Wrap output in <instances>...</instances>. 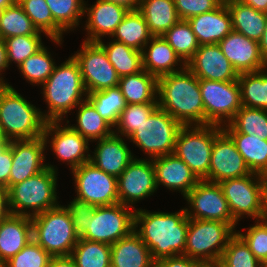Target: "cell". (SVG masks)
Returning <instances> with one entry per match:
<instances>
[{
  "mask_svg": "<svg viewBox=\"0 0 267 267\" xmlns=\"http://www.w3.org/2000/svg\"><path fill=\"white\" fill-rule=\"evenodd\" d=\"M188 224L185 208L174 213L135 209L134 232L147 245L154 261L184 255Z\"/></svg>",
  "mask_w": 267,
  "mask_h": 267,
  "instance_id": "cell-1",
  "label": "cell"
},
{
  "mask_svg": "<svg viewBox=\"0 0 267 267\" xmlns=\"http://www.w3.org/2000/svg\"><path fill=\"white\" fill-rule=\"evenodd\" d=\"M158 106L182 125H204L199 79L187 68L158 78Z\"/></svg>",
  "mask_w": 267,
  "mask_h": 267,
  "instance_id": "cell-2",
  "label": "cell"
},
{
  "mask_svg": "<svg viewBox=\"0 0 267 267\" xmlns=\"http://www.w3.org/2000/svg\"><path fill=\"white\" fill-rule=\"evenodd\" d=\"M41 93L48 105L47 112H41L46 121H66L65 114L87 99L80 68L73 56L55 65L53 73L42 84Z\"/></svg>",
  "mask_w": 267,
  "mask_h": 267,
  "instance_id": "cell-3",
  "label": "cell"
},
{
  "mask_svg": "<svg viewBox=\"0 0 267 267\" xmlns=\"http://www.w3.org/2000/svg\"><path fill=\"white\" fill-rule=\"evenodd\" d=\"M41 112L10 84L0 91V126L7 140L42 137L46 120Z\"/></svg>",
  "mask_w": 267,
  "mask_h": 267,
  "instance_id": "cell-4",
  "label": "cell"
},
{
  "mask_svg": "<svg viewBox=\"0 0 267 267\" xmlns=\"http://www.w3.org/2000/svg\"><path fill=\"white\" fill-rule=\"evenodd\" d=\"M58 170L47 168L8 189L9 209L13 215L33 217L58 205ZM28 210V211H27ZM32 213H31V212Z\"/></svg>",
  "mask_w": 267,
  "mask_h": 267,
  "instance_id": "cell-5",
  "label": "cell"
},
{
  "mask_svg": "<svg viewBox=\"0 0 267 267\" xmlns=\"http://www.w3.org/2000/svg\"><path fill=\"white\" fill-rule=\"evenodd\" d=\"M32 239L51 256H69L79 236L64 205H58L33 216Z\"/></svg>",
  "mask_w": 267,
  "mask_h": 267,
  "instance_id": "cell-6",
  "label": "cell"
},
{
  "mask_svg": "<svg viewBox=\"0 0 267 267\" xmlns=\"http://www.w3.org/2000/svg\"><path fill=\"white\" fill-rule=\"evenodd\" d=\"M235 233L229 223L189 218L184 256L200 262L220 261Z\"/></svg>",
  "mask_w": 267,
  "mask_h": 267,
  "instance_id": "cell-7",
  "label": "cell"
},
{
  "mask_svg": "<svg viewBox=\"0 0 267 267\" xmlns=\"http://www.w3.org/2000/svg\"><path fill=\"white\" fill-rule=\"evenodd\" d=\"M222 131V126L206 124L183 125L178 132L174 154L182 159L200 180L209 173L214 139Z\"/></svg>",
  "mask_w": 267,
  "mask_h": 267,
  "instance_id": "cell-8",
  "label": "cell"
},
{
  "mask_svg": "<svg viewBox=\"0 0 267 267\" xmlns=\"http://www.w3.org/2000/svg\"><path fill=\"white\" fill-rule=\"evenodd\" d=\"M182 126L158 106L128 139L144 154H148L149 159H154L174 153L176 138Z\"/></svg>",
  "mask_w": 267,
  "mask_h": 267,
  "instance_id": "cell-9",
  "label": "cell"
},
{
  "mask_svg": "<svg viewBox=\"0 0 267 267\" xmlns=\"http://www.w3.org/2000/svg\"><path fill=\"white\" fill-rule=\"evenodd\" d=\"M199 87L204 105V125L224 126L242 107L238 80H199Z\"/></svg>",
  "mask_w": 267,
  "mask_h": 267,
  "instance_id": "cell-10",
  "label": "cell"
},
{
  "mask_svg": "<svg viewBox=\"0 0 267 267\" xmlns=\"http://www.w3.org/2000/svg\"><path fill=\"white\" fill-rule=\"evenodd\" d=\"M134 209L122 203L95 207L88 229L80 238L110 245L116 243L134 231Z\"/></svg>",
  "mask_w": 267,
  "mask_h": 267,
  "instance_id": "cell-11",
  "label": "cell"
},
{
  "mask_svg": "<svg viewBox=\"0 0 267 267\" xmlns=\"http://www.w3.org/2000/svg\"><path fill=\"white\" fill-rule=\"evenodd\" d=\"M219 184L237 223L245 215L255 221L261 219L263 175L252 172L247 176L225 179Z\"/></svg>",
  "mask_w": 267,
  "mask_h": 267,
  "instance_id": "cell-12",
  "label": "cell"
},
{
  "mask_svg": "<svg viewBox=\"0 0 267 267\" xmlns=\"http://www.w3.org/2000/svg\"><path fill=\"white\" fill-rule=\"evenodd\" d=\"M71 171L77 192L74 198L94 207L119 203L116 177L98 169L91 162L84 163Z\"/></svg>",
  "mask_w": 267,
  "mask_h": 267,
  "instance_id": "cell-13",
  "label": "cell"
},
{
  "mask_svg": "<svg viewBox=\"0 0 267 267\" xmlns=\"http://www.w3.org/2000/svg\"><path fill=\"white\" fill-rule=\"evenodd\" d=\"M72 56L78 62L87 94L118 86L120 77L97 42L83 41Z\"/></svg>",
  "mask_w": 267,
  "mask_h": 267,
  "instance_id": "cell-14",
  "label": "cell"
},
{
  "mask_svg": "<svg viewBox=\"0 0 267 267\" xmlns=\"http://www.w3.org/2000/svg\"><path fill=\"white\" fill-rule=\"evenodd\" d=\"M184 199L189 204L185 207L188 218L225 222L236 228L238 223L231 215L219 183L200 180Z\"/></svg>",
  "mask_w": 267,
  "mask_h": 267,
  "instance_id": "cell-15",
  "label": "cell"
},
{
  "mask_svg": "<svg viewBox=\"0 0 267 267\" xmlns=\"http://www.w3.org/2000/svg\"><path fill=\"white\" fill-rule=\"evenodd\" d=\"M61 123L62 121H46L43 138L46 146L51 143L49 146L54 155L73 170L90 161L89 140L73 130L68 120L67 125L62 126Z\"/></svg>",
  "mask_w": 267,
  "mask_h": 267,
  "instance_id": "cell-16",
  "label": "cell"
},
{
  "mask_svg": "<svg viewBox=\"0 0 267 267\" xmlns=\"http://www.w3.org/2000/svg\"><path fill=\"white\" fill-rule=\"evenodd\" d=\"M117 185L119 203L132 208L135 203L153 195L158 188L152 159L135 157L117 178Z\"/></svg>",
  "mask_w": 267,
  "mask_h": 267,
  "instance_id": "cell-17",
  "label": "cell"
},
{
  "mask_svg": "<svg viewBox=\"0 0 267 267\" xmlns=\"http://www.w3.org/2000/svg\"><path fill=\"white\" fill-rule=\"evenodd\" d=\"M251 173L232 139L222 131L214 139L209 173L203 180L220 183L225 179L247 176Z\"/></svg>",
  "mask_w": 267,
  "mask_h": 267,
  "instance_id": "cell-18",
  "label": "cell"
},
{
  "mask_svg": "<svg viewBox=\"0 0 267 267\" xmlns=\"http://www.w3.org/2000/svg\"><path fill=\"white\" fill-rule=\"evenodd\" d=\"M12 148V167L9 177V188L47 168L44 163L46 144L43 136L31 140L10 141Z\"/></svg>",
  "mask_w": 267,
  "mask_h": 267,
  "instance_id": "cell-19",
  "label": "cell"
},
{
  "mask_svg": "<svg viewBox=\"0 0 267 267\" xmlns=\"http://www.w3.org/2000/svg\"><path fill=\"white\" fill-rule=\"evenodd\" d=\"M186 67L199 80L235 81L239 76L218 44L199 45Z\"/></svg>",
  "mask_w": 267,
  "mask_h": 267,
  "instance_id": "cell-20",
  "label": "cell"
},
{
  "mask_svg": "<svg viewBox=\"0 0 267 267\" xmlns=\"http://www.w3.org/2000/svg\"><path fill=\"white\" fill-rule=\"evenodd\" d=\"M223 54L238 74L257 72L267 68L258 41L232 30L219 43Z\"/></svg>",
  "mask_w": 267,
  "mask_h": 267,
  "instance_id": "cell-21",
  "label": "cell"
},
{
  "mask_svg": "<svg viewBox=\"0 0 267 267\" xmlns=\"http://www.w3.org/2000/svg\"><path fill=\"white\" fill-rule=\"evenodd\" d=\"M87 6L84 1V14L85 16L87 14L84 29L88 32L84 41L87 42H99L106 35L110 38L129 11L115 3L103 0H96L92 6Z\"/></svg>",
  "mask_w": 267,
  "mask_h": 267,
  "instance_id": "cell-22",
  "label": "cell"
},
{
  "mask_svg": "<svg viewBox=\"0 0 267 267\" xmlns=\"http://www.w3.org/2000/svg\"><path fill=\"white\" fill-rule=\"evenodd\" d=\"M157 188L163 185L185 197L200 181L189 166L174 153L152 159Z\"/></svg>",
  "mask_w": 267,
  "mask_h": 267,
  "instance_id": "cell-23",
  "label": "cell"
},
{
  "mask_svg": "<svg viewBox=\"0 0 267 267\" xmlns=\"http://www.w3.org/2000/svg\"><path fill=\"white\" fill-rule=\"evenodd\" d=\"M125 139L117 134H112L96 143L94 154L90 155V161L95 167L116 178L126 169L134 159L130 148L124 142Z\"/></svg>",
  "mask_w": 267,
  "mask_h": 267,
  "instance_id": "cell-24",
  "label": "cell"
},
{
  "mask_svg": "<svg viewBox=\"0 0 267 267\" xmlns=\"http://www.w3.org/2000/svg\"><path fill=\"white\" fill-rule=\"evenodd\" d=\"M142 60L143 69L157 79L181 71L186 67V64L163 36H153L149 40L143 48ZM176 66L178 67L176 68Z\"/></svg>",
  "mask_w": 267,
  "mask_h": 267,
  "instance_id": "cell-25",
  "label": "cell"
},
{
  "mask_svg": "<svg viewBox=\"0 0 267 267\" xmlns=\"http://www.w3.org/2000/svg\"><path fill=\"white\" fill-rule=\"evenodd\" d=\"M199 45L218 44L232 31L231 15L226 3L213 11L188 19Z\"/></svg>",
  "mask_w": 267,
  "mask_h": 267,
  "instance_id": "cell-26",
  "label": "cell"
},
{
  "mask_svg": "<svg viewBox=\"0 0 267 267\" xmlns=\"http://www.w3.org/2000/svg\"><path fill=\"white\" fill-rule=\"evenodd\" d=\"M31 239V217L10 214L0 221V259L6 263Z\"/></svg>",
  "mask_w": 267,
  "mask_h": 267,
  "instance_id": "cell-27",
  "label": "cell"
},
{
  "mask_svg": "<svg viewBox=\"0 0 267 267\" xmlns=\"http://www.w3.org/2000/svg\"><path fill=\"white\" fill-rule=\"evenodd\" d=\"M111 267H154L150 250L133 231L111 245Z\"/></svg>",
  "mask_w": 267,
  "mask_h": 267,
  "instance_id": "cell-28",
  "label": "cell"
},
{
  "mask_svg": "<svg viewBox=\"0 0 267 267\" xmlns=\"http://www.w3.org/2000/svg\"><path fill=\"white\" fill-rule=\"evenodd\" d=\"M226 5L231 15L232 30L259 41L265 30L267 13L238 0H231Z\"/></svg>",
  "mask_w": 267,
  "mask_h": 267,
  "instance_id": "cell-29",
  "label": "cell"
},
{
  "mask_svg": "<svg viewBox=\"0 0 267 267\" xmlns=\"http://www.w3.org/2000/svg\"><path fill=\"white\" fill-rule=\"evenodd\" d=\"M118 87L126 104L158 103V79L144 69L120 77Z\"/></svg>",
  "mask_w": 267,
  "mask_h": 267,
  "instance_id": "cell-30",
  "label": "cell"
},
{
  "mask_svg": "<svg viewBox=\"0 0 267 267\" xmlns=\"http://www.w3.org/2000/svg\"><path fill=\"white\" fill-rule=\"evenodd\" d=\"M138 10L153 36H162L180 20L174 0H141Z\"/></svg>",
  "mask_w": 267,
  "mask_h": 267,
  "instance_id": "cell-31",
  "label": "cell"
},
{
  "mask_svg": "<svg viewBox=\"0 0 267 267\" xmlns=\"http://www.w3.org/2000/svg\"><path fill=\"white\" fill-rule=\"evenodd\" d=\"M234 142L251 172L267 175V140L258 136L225 132Z\"/></svg>",
  "mask_w": 267,
  "mask_h": 267,
  "instance_id": "cell-32",
  "label": "cell"
},
{
  "mask_svg": "<svg viewBox=\"0 0 267 267\" xmlns=\"http://www.w3.org/2000/svg\"><path fill=\"white\" fill-rule=\"evenodd\" d=\"M152 37L146 20L137 9L128 11L111 38L142 52Z\"/></svg>",
  "mask_w": 267,
  "mask_h": 267,
  "instance_id": "cell-33",
  "label": "cell"
},
{
  "mask_svg": "<svg viewBox=\"0 0 267 267\" xmlns=\"http://www.w3.org/2000/svg\"><path fill=\"white\" fill-rule=\"evenodd\" d=\"M77 124L70 126L81 136L87 138L90 142L108 137L114 133V128L109 122L101 117L93 104L85 99L78 106Z\"/></svg>",
  "mask_w": 267,
  "mask_h": 267,
  "instance_id": "cell-34",
  "label": "cell"
},
{
  "mask_svg": "<svg viewBox=\"0 0 267 267\" xmlns=\"http://www.w3.org/2000/svg\"><path fill=\"white\" fill-rule=\"evenodd\" d=\"M97 43L105 50L108 60L119 77L136 74L143 70L141 51L112 39L107 44L102 40Z\"/></svg>",
  "mask_w": 267,
  "mask_h": 267,
  "instance_id": "cell-35",
  "label": "cell"
},
{
  "mask_svg": "<svg viewBox=\"0 0 267 267\" xmlns=\"http://www.w3.org/2000/svg\"><path fill=\"white\" fill-rule=\"evenodd\" d=\"M17 2L39 32L45 34L52 42L62 44L65 32L53 20L45 0H17Z\"/></svg>",
  "mask_w": 267,
  "mask_h": 267,
  "instance_id": "cell-36",
  "label": "cell"
},
{
  "mask_svg": "<svg viewBox=\"0 0 267 267\" xmlns=\"http://www.w3.org/2000/svg\"><path fill=\"white\" fill-rule=\"evenodd\" d=\"M242 106L267 110V68L238 76Z\"/></svg>",
  "mask_w": 267,
  "mask_h": 267,
  "instance_id": "cell-37",
  "label": "cell"
},
{
  "mask_svg": "<svg viewBox=\"0 0 267 267\" xmlns=\"http://www.w3.org/2000/svg\"><path fill=\"white\" fill-rule=\"evenodd\" d=\"M224 132H239L267 140V110L242 106L234 118L222 126Z\"/></svg>",
  "mask_w": 267,
  "mask_h": 267,
  "instance_id": "cell-38",
  "label": "cell"
},
{
  "mask_svg": "<svg viewBox=\"0 0 267 267\" xmlns=\"http://www.w3.org/2000/svg\"><path fill=\"white\" fill-rule=\"evenodd\" d=\"M77 267H111V245L80 238L70 255Z\"/></svg>",
  "mask_w": 267,
  "mask_h": 267,
  "instance_id": "cell-39",
  "label": "cell"
},
{
  "mask_svg": "<svg viewBox=\"0 0 267 267\" xmlns=\"http://www.w3.org/2000/svg\"><path fill=\"white\" fill-rule=\"evenodd\" d=\"M16 1L0 12V37L4 40L19 35H41Z\"/></svg>",
  "mask_w": 267,
  "mask_h": 267,
  "instance_id": "cell-40",
  "label": "cell"
},
{
  "mask_svg": "<svg viewBox=\"0 0 267 267\" xmlns=\"http://www.w3.org/2000/svg\"><path fill=\"white\" fill-rule=\"evenodd\" d=\"M87 99L93 104L98 114L113 127L117 124L122 110L126 107V101L120 88L113 87L91 92Z\"/></svg>",
  "mask_w": 267,
  "mask_h": 267,
  "instance_id": "cell-41",
  "label": "cell"
},
{
  "mask_svg": "<svg viewBox=\"0 0 267 267\" xmlns=\"http://www.w3.org/2000/svg\"><path fill=\"white\" fill-rule=\"evenodd\" d=\"M162 36L185 64L199 48L198 41L188 20H179Z\"/></svg>",
  "mask_w": 267,
  "mask_h": 267,
  "instance_id": "cell-42",
  "label": "cell"
},
{
  "mask_svg": "<svg viewBox=\"0 0 267 267\" xmlns=\"http://www.w3.org/2000/svg\"><path fill=\"white\" fill-rule=\"evenodd\" d=\"M51 53L47 50V47L43 46L34 55H31L24 60L19 66L21 74L24 79L30 84L42 85L48 77L53 73L56 65Z\"/></svg>",
  "mask_w": 267,
  "mask_h": 267,
  "instance_id": "cell-43",
  "label": "cell"
},
{
  "mask_svg": "<svg viewBox=\"0 0 267 267\" xmlns=\"http://www.w3.org/2000/svg\"><path fill=\"white\" fill-rule=\"evenodd\" d=\"M53 20L65 32L73 31L84 16L85 0H45ZM68 31V32H67Z\"/></svg>",
  "mask_w": 267,
  "mask_h": 267,
  "instance_id": "cell-44",
  "label": "cell"
},
{
  "mask_svg": "<svg viewBox=\"0 0 267 267\" xmlns=\"http://www.w3.org/2000/svg\"><path fill=\"white\" fill-rule=\"evenodd\" d=\"M157 107L158 103L126 104L114 126L116 128L114 134L128 138L144 121H147Z\"/></svg>",
  "mask_w": 267,
  "mask_h": 267,
  "instance_id": "cell-45",
  "label": "cell"
},
{
  "mask_svg": "<svg viewBox=\"0 0 267 267\" xmlns=\"http://www.w3.org/2000/svg\"><path fill=\"white\" fill-rule=\"evenodd\" d=\"M220 262L223 267H262V263L237 233L229 239Z\"/></svg>",
  "mask_w": 267,
  "mask_h": 267,
  "instance_id": "cell-46",
  "label": "cell"
},
{
  "mask_svg": "<svg viewBox=\"0 0 267 267\" xmlns=\"http://www.w3.org/2000/svg\"><path fill=\"white\" fill-rule=\"evenodd\" d=\"M8 66L10 63L17 67L28 57L34 55L44 46L41 35H19L4 39Z\"/></svg>",
  "mask_w": 267,
  "mask_h": 267,
  "instance_id": "cell-47",
  "label": "cell"
},
{
  "mask_svg": "<svg viewBox=\"0 0 267 267\" xmlns=\"http://www.w3.org/2000/svg\"><path fill=\"white\" fill-rule=\"evenodd\" d=\"M52 256L33 239L6 262V267H48Z\"/></svg>",
  "mask_w": 267,
  "mask_h": 267,
  "instance_id": "cell-48",
  "label": "cell"
},
{
  "mask_svg": "<svg viewBox=\"0 0 267 267\" xmlns=\"http://www.w3.org/2000/svg\"><path fill=\"white\" fill-rule=\"evenodd\" d=\"M236 233L245 241L253 255L263 264L267 262V221L259 219L243 233Z\"/></svg>",
  "mask_w": 267,
  "mask_h": 267,
  "instance_id": "cell-49",
  "label": "cell"
},
{
  "mask_svg": "<svg viewBox=\"0 0 267 267\" xmlns=\"http://www.w3.org/2000/svg\"><path fill=\"white\" fill-rule=\"evenodd\" d=\"M65 207L72 218L75 232L79 237H81L88 229L95 207L76 198H74L69 204L65 205Z\"/></svg>",
  "mask_w": 267,
  "mask_h": 267,
  "instance_id": "cell-50",
  "label": "cell"
},
{
  "mask_svg": "<svg viewBox=\"0 0 267 267\" xmlns=\"http://www.w3.org/2000/svg\"><path fill=\"white\" fill-rule=\"evenodd\" d=\"M180 20H188L202 13L213 11L221 2L219 0H174Z\"/></svg>",
  "mask_w": 267,
  "mask_h": 267,
  "instance_id": "cell-51",
  "label": "cell"
},
{
  "mask_svg": "<svg viewBox=\"0 0 267 267\" xmlns=\"http://www.w3.org/2000/svg\"><path fill=\"white\" fill-rule=\"evenodd\" d=\"M200 264V261L184 255L166 257L154 261V267H199Z\"/></svg>",
  "mask_w": 267,
  "mask_h": 267,
  "instance_id": "cell-52",
  "label": "cell"
},
{
  "mask_svg": "<svg viewBox=\"0 0 267 267\" xmlns=\"http://www.w3.org/2000/svg\"><path fill=\"white\" fill-rule=\"evenodd\" d=\"M12 167V148L9 145L0 154V187L9 189V177Z\"/></svg>",
  "mask_w": 267,
  "mask_h": 267,
  "instance_id": "cell-53",
  "label": "cell"
},
{
  "mask_svg": "<svg viewBox=\"0 0 267 267\" xmlns=\"http://www.w3.org/2000/svg\"><path fill=\"white\" fill-rule=\"evenodd\" d=\"M48 267H77L73 258L69 256H52Z\"/></svg>",
  "mask_w": 267,
  "mask_h": 267,
  "instance_id": "cell-54",
  "label": "cell"
},
{
  "mask_svg": "<svg viewBox=\"0 0 267 267\" xmlns=\"http://www.w3.org/2000/svg\"><path fill=\"white\" fill-rule=\"evenodd\" d=\"M11 214L8 201V190L0 187V221Z\"/></svg>",
  "mask_w": 267,
  "mask_h": 267,
  "instance_id": "cell-55",
  "label": "cell"
},
{
  "mask_svg": "<svg viewBox=\"0 0 267 267\" xmlns=\"http://www.w3.org/2000/svg\"><path fill=\"white\" fill-rule=\"evenodd\" d=\"M8 67L6 44L5 41L0 37V82L4 83L5 85H9V83L4 81L5 79H3L1 72L6 71Z\"/></svg>",
  "mask_w": 267,
  "mask_h": 267,
  "instance_id": "cell-56",
  "label": "cell"
},
{
  "mask_svg": "<svg viewBox=\"0 0 267 267\" xmlns=\"http://www.w3.org/2000/svg\"><path fill=\"white\" fill-rule=\"evenodd\" d=\"M106 2L115 3L116 5L122 6L126 9L137 10L140 6L141 0H103Z\"/></svg>",
  "mask_w": 267,
  "mask_h": 267,
  "instance_id": "cell-57",
  "label": "cell"
},
{
  "mask_svg": "<svg viewBox=\"0 0 267 267\" xmlns=\"http://www.w3.org/2000/svg\"><path fill=\"white\" fill-rule=\"evenodd\" d=\"M261 219L267 221V175H263Z\"/></svg>",
  "mask_w": 267,
  "mask_h": 267,
  "instance_id": "cell-58",
  "label": "cell"
},
{
  "mask_svg": "<svg viewBox=\"0 0 267 267\" xmlns=\"http://www.w3.org/2000/svg\"><path fill=\"white\" fill-rule=\"evenodd\" d=\"M243 4L249 5L256 10L267 13V0H238Z\"/></svg>",
  "mask_w": 267,
  "mask_h": 267,
  "instance_id": "cell-59",
  "label": "cell"
},
{
  "mask_svg": "<svg viewBox=\"0 0 267 267\" xmlns=\"http://www.w3.org/2000/svg\"><path fill=\"white\" fill-rule=\"evenodd\" d=\"M259 49L262 57L267 62V19L264 33L262 34L261 39L258 41Z\"/></svg>",
  "mask_w": 267,
  "mask_h": 267,
  "instance_id": "cell-60",
  "label": "cell"
},
{
  "mask_svg": "<svg viewBox=\"0 0 267 267\" xmlns=\"http://www.w3.org/2000/svg\"><path fill=\"white\" fill-rule=\"evenodd\" d=\"M199 267H223V265H222V263L220 261L201 262Z\"/></svg>",
  "mask_w": 267,
  "mask_h": 267,
  "instance_id": "cell-61",
  "label": "cell"
},
{
  "mask_svg": "<svg viewBox=\"0 0 267 267\" xmlns=\"http://www.w3.org/2000/svg\"><path fill=\"white\" fill-rule=\"evenodd\" d=\"M16 0H0V11L3 9L12 6Z\"/></svg>",
  "mask_w": 267,
  "mask_h": 267,
  "instance_id": "cell-62",
  "label": "cell"
},
{
  "mask_svg": "<svg viewBox=\"0 0 267 267\" xmlns=\"http://www.w3.org/2000/svg\"><path fill=\"white\" fill-rule=\"evenodd\" d=\"M10 145V142H0V154Z\"/></svg>",
  "mask_w": 267,
  "mask_h": 267,
  "instance_id": "cell-63",
  "label": "cell"
},
{
  "mask_svg": "<svg viewBox=\"0 0 267 267\" xmlns=\"http://www.w3.org/2000/svg\"><path fill=\"white\" fill-rule=\"evenodd\" d=\"M0 142H10L7 140L2 132L1 126H0Z\"/></svg>",
  "mask_w": 267,
  "mask_h": 267,
  "instance_id": "cell-64",
  "label": "cell"
},
{
  "mask_svg": "<svg viewBox=\"0 0 267 267\" xmlns=\"http://www.w3.org/2000/svg\"><path fill=\"white\" fill-rule=\"evenodd\" d=\"M0 267H6V263L0 259Z\"/></svg>",
  "mask_w": 267,
  "mask_h": 267,
  "instance_id": "cell-65",
  "label": "cell"
},
{
  "mask_svg": "<svg viewBox=\"0 0 267 267\" xmlns=\"http://www.w3.org/2000/svg\"><path fill=\"white\" fill-rule=\"evenodd\" d=\"M221 3H227V2H229V1H231V0H219Z\"/></svg>",
  "mask_w": 267,
  "mask_h": 267,
  "instance_id": "cell-66",
  "label": "cell"
},
{
  "mask_svg": "<svg viewBox=\"0 0 267 267\" xmlns=\"http://www.w3.org/2000/svg\"><path fill=\"white\" fill-rule=\"evenodd\" d=\"M4 86H5V84L0 82V91L2 90V88H3Z\"/></svg>",
  "mask_w": 267,
  "mask_h": 267,
  "instance_id": "cell-67",
  "label": "cell"
},
{
  "mask_svg": "<svg viewBox=\"0 0 267 267\" xmlns=\"http://www.w3.org/2000/svg\"><path fill=\"white\" fill-rule=\"evenodd\" d=\"M262 267H267V262L263 263Z\"/></svg>",
  "mask_w": 267,
  "mask_h": 267,
  "instance_id": "cell-68",
  "label": "cell"
}]
</instances>
